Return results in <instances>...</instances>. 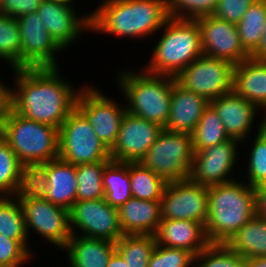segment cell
<instances>
[{"label":"cell","mask_w":266,"mask_h":267,"mask_svg":"<svg viewBox=\"0 0 266 267\" xmlns=\"http://www.w3.org/2000/svg\"><path fill=\"white\" fill-rule=\"evenodd\" d=\"M59 67L12 69V110L58 130L76 108L82 88L63 78ZM73 84V85H72Z\"/></svg>","instance_id":"obj_1"},{"label":"cell","mask_w":266,"mask_h":267,"mask_svg":"<svg viewBox=\"0 0 266 267\" xmlns=\"http://www.w3.org/2000/svg\"><path fill=\"white\" fill-rule=\"evenodd\" d=\"M97 4L91 10L90 34L152 40L169 19L167 0H100Z\"/></svg>","instance_id":"obj_2"},{"label":"cell","mask_w":266,"mask_h":267,"mask_svg":"<svg viewBox=\"0 0 266 267\" xmlns=\"http://www.w3.org/2000/svg\"><path fill=\"white\" fill-rule=\"evenodd\" d=\"M239 179L208 186L205 231L209 243L226 244L257 214L255 187Z\"/></svg>","instance_id":"obj_3"},{"label":"cell","mask_w":266,"mask_h":267,"mask_svg":"<svg viewBox=\"0 0 266 267\" xmlns=\"http://www.w3.org/2000/svg\"><path fill=\"white\" fill-rule=\"evenodd\" d=\"M136 69L122 68L115 75L126 111L164 128L171 107L172 77Z\"/></svg>","instance_id":"obj_4"},{"label":"cell","mask_w":266,"mask_h":267,"mask_svg":"<svg viewBox=\"0 0 266 267\" xmlns=\"http://www.w3.org/2000/svg\"><path fill=\"white\" fill-rule=\"evenodd\" d=\"M155 36L157 43L142 68L147 73L175 77L203 55L197 20L169 18Z\"/></svg>","instance_id":"obj_5"},{"label":"cell","mask_w":266,"mask_h":267,"mask_svg":"<svg viewBox=\"0 0 266 267\" xmlns=\"http://www.w3.org/2000/svg\"><path fill=\"white\" fill-rule=\"evenodd\" d=\"M1 136L22 165L46 163L58 158L59 130L49 124L28 120L13 110L1 126Z\"/></svg>","instance_id":"obj_6"},{"label":"cell","mask_w":266,"mask_h":267,"mask_svg":"<svg viewBox=\"0 0 266 267\" xmlns=\"http://www.w3.org/2000/svg\"><path fill=\"white\" fill-rule=\"evenodd\" d=\"M194 153L191 134L163 129L139 162L167 182L179 181L190 177Z\"/></svg>","instance_id":"obj_7"},{"label":"cell","mask_w":266,"mask_h":267,"mask_svg":"<svg viewBox=\"0 0 266 267\" xmlns=\"http://www.w3.org/2000/svg\"><path fill=\"white\" fill-rule=\"evenodd\" d=\"M58 157L75 166L111 161L110 150L77 108L68 115L59 128Z\"/></svg>","instance_id":"obj_8"},{"label":"cell","mask_w":266,"mask_h":267,"mask_svg":"<svg viewBox=\"0 0 266 267\" xmlns=\"http://www.w3.org/2000/svg\"><path fill=\"white\" fill-rule=\"evenodd\" d=\"M234 66L229 61L201 55L174 79L182 88L211 102L233 91Z\"/></svg>","instance_id":"obj_9"},{"label":"cell","mask_w":266,"mask_h":267,"mask_svg":"<svg viewBox=\"0 0 266 267\" xmlns=\"http://www.w3.org/2000/svg\"><path fill=\"white\" fill-rule=\"evenodd\" d=\"M90 84L85 82V86L82 85L76 108L86 117L95 134L110 150L117 139L126 105L123 101L122 105L118 103L94 83Z\"/></svg>","instance_id":"obj_10"},{"label":"cell","mask_w":266,"mask_h":267,"mask_svg":"<svg viewBox=\"0 0 266 267\" xmlns=\"http://www.w3.org/2000/svg\"><path fill=\"white\" fill-rule=\"evenodd\" d=\"M31 242L35 233L62 251L71 237L69 210L44 198L18 199ZM34 234V235H32Z\"/></svg>","instance_id":"obj_11"},{"label":"cell","mask_w":266,"mask_h":267,"mask_svg":"<svg viewBox=\"0 0 266 267\" xmlns=\"http://www.w3.org/2000/svg\"><path fill=\"white\" fill-rule=\"evenodd\" d=\"M70 229L74 235L117 242L124 234L119 222V212L105 201L77 200L69 210Z\"/></svg>","instance_id":"obj_12"},{"label":"cell","mask_w":266,"mask_h":267,"mask_svg":"<svg viewBox=\"0 0 266 267\" xmlns=\"http://www.w3.org/2000/svg\"><path fill=\"white\" fill-rule=\"evenodd\" d=\"M161 219L208 221V186L190 178L166 184L161 198Z\"/></svg>","instance_id":"obj_13"},{"label":"cell","mask_w":266,"mask_h":267,"mask_svg":"<svg viewBox=\"0 0 266 267\" xmlns=\"http://www.w3.org/2000/svg\"><path fill=\"white\" fill-rule=\"evenodd\" d=\"M60 0H43L38 14L53 40L65 51L91 32V13H77L78 8Z\"/></svg>","instance_id":"obj_14"},{"label":"cell","mask_w":266,"mask_h":267,"mask_svg":"<svg viewBox=\"0 0 266 267\" xmlns=\"http://www.w3.org/2000/svg\"><path fill=\"white\" fill-rule=\"evenodd\" d=\"M240 149L243 150L240 141L229 139L224 143L205 147L201 151H194L193 165L189 178L193 182L205 186L237 179L232 174L237 171L235 170L236 165L241 163L238 161L241 160L238 154Z\"/></svg>","instance_id":"obj_15"},{"label":"cell","mask_w":266,"mask_h":267,"mask_svg":"<svg viewBox=\"0 0 266 267\" xmlns=\"http://www.w3.org/2000/svg\"><path fill=\"white\" fill-rule=\"evenodd\" d=\"M17 23L21 40V68L60 67L57 56L64 50L46 30L38 12L20 16Z\"/></svg>","instance_id":"obj_16"},{"label":"cell","mask_w":266,"mask_h":267,"mask_svg":"<svg viewBox=\"0 0 266 267\" xmlns=\"http://www.w3.org/2000/svg\"><path fill=\"white\" fill-rule=\"evenodd\" d=\"M210 105L220 117L230 139H236L242 143L266 126V115H262V111L256 105L237 95L234 91L219 96L211 101ZM259 113L262 117H260V121L258 120L259 126H255ZM252 130L254 131L251 132Z\"/></svg>","instance_id":"obj_17"},{"label":"cell","mask_w":266,"mask_h":267,"mask_svg":"<svg viewBox=\"0 0 266 267\" xmlns=\"http://www.w3.org/2000/svg\"><path fill=\"white\" fill-rule=\"evenodd\" d=\"M164 128L125 112L117 139L110 149L111 160L139 162Z\"/></svg>","instance_id":"obj_18"},{"label":"cell","mask_w":266,"mask_h":267,"mask_svg":"<svg viewBox=\"0 0 266 267\" xmlns=\"http://www.w3.org/2000/svg\"><path fill=\"white\" fill-rule=\"evenodd\" d=\"M200 28L203 55L223 59L233 65L249 59L241 45L236 24L213 15L197 19Z\"/></svg>","instance_id":"obj_19"},{"label":"cell","mask_w":266,"mask_h":267,"mask_svg":"<svg viewBox=\"0 0 266 267\" xmlns=\"http://www.w3.org/2000/svg\"><path fill=\"white\" fill-rule=\"evenodd\" d=\"M209 105L210 101L182 88L172 77L171 107L164 129L192 134Z\"/></svg>","instance_id":"obj_20"},{"label":"cell","mask_w":266,"mask_h":267,"mask_svg":"<svg viewBox=\"0 0 266 267\" xmlns=\"http://www.w3.org/2000/svg\"><path fill=\"white\" fill-rule=\"evenodd\" d=\"M155 237L158 245L185 249L194 256L209 244L205 226L185 219H162Z\"/></svg>","instance_id":"obj_21"},{"label":"cell","mask_w":266,"mask_h":267,"mask_svg":"<svg viewBox=\"0 0 266 267\" xmlns=\"http://www.w3.org/2000/svg\"><path fill=\"white\" fill-rule=\"evenodd\" d=\"M119 222L124 235H155L161 222V201L131 197L120 208Z\"/></svg>","instance_id":"obj_22"},{"label":"cell","mask_w":266,"mask_h":267,"mask_svg":"<svg viewBox=\"0 0 266 267\" xmlns=\"http://www.w3.org/2000/svg\"><path fill=\"white\" fill-rule=\"evenodd\" d=\"M115 250L116 242L72 234L62 251L69 267H107Z\"/></svg>","instance_id":"obj_23"},{"label":"cell","mask_w":266,"mask_h":267,"mask_svg":"<svg viewBox=\"0 0 266 267\" xmlns=\"http://www.w3.org/2000/svg\"><path fill=\"white\" fill-rule=\"evenodd\" d=\"M233 91L266 115V61L249 58L236 64Z\"/></svg>","instance_id":"obj_24"},{"label":"cell","mask_w":266,"mask_h":267,"mask_svg":"<svg viewBox=\"0 0 266 267\" xmlns=\"http://www.w3.org/2000/svg\"><path fill=\"white\" fill-rule=\"evenodd\" d=\"M76 166L55 158L48 161V190L44 199L70 210L77 201Z\"/></svg>","instance_id":"obj_25"},{"label":"cell","mask_w":266,"mask_h":267,"mask_svg":"<svg viewBox=\"0 0 266 267\" xmlns=\"http://www.w3.org/2000/svg\"><path fill=\"white\" fill-rule=\"evenodd\" d=\"M237 254L249 259L266 256V218L256 214L226 243Z\"/></svg>","instance_id":"obj_26"},{"label":"cell","mask_w":266,"mask_h":267,"mask_svg":"<svg viewBox=\"0 0 266 267\" xmlns=\"http://www.w3.org/2000/svg\"><path fill=\"white\" fill-rule=\"evenodd\" d=\"M104 198L114 208H120L132 197L129 162L111 160L103 171Z\"/></svg>","instance_id":"obj_27"},{"label":"cell","mask_w":266,"mask_h":267,"mask_svg":"<svg viewBox=\"0 0 266 267\" xmlns=\"http://www.w3.org/2000/svg\"><path fill=\"white\" fill-rule=\"evenodd\" d=\"M252 137L253 138L246 139L242 142L243 147L246 144H250L248 148H246L249 150L246 151L249 154H247V158L245 156L244 159H248V161L246 160V162H243L246 164L242 166L244 168L240 171V174L244 173L245 175L242 177L240 174L236 176L245 180L250 186L256 187L266 183V126L258 133L252 135Z\"/></svg>","instance_id":"obj_28"},{"label":"cell","mask_w":266,"mask_h":267,"mask_svg":"<svg viewBox=\"0 0 266 267\" xmlns=\"http://www.w3.org/2000/svg\"><path fill=\"white\" fill-rule=\"evenodd\" d=\"M129 177L132 197L147 201H161L168 183L164 178L140 162H129Z\"/></svg>","instance_id":"obj_29"},{"label":"cell","mask_w":266,"mask_h":267,"mask_svg":"<svg viewBox=\"0 0 266 267\" xmlns=\"http://www.w3.org/2000/svg\"><path fill=\"white\" fill-rule=\"evenodd\" d=\"M266 21V0H256L237 24L242 47L250 55L258 46Z\"/></svg>","instance_id":"obj_30"},{"label":"cell","mask_w":266,"mask_h":267,"mask_svg":"<svg viewBox=\"0 0 266 267\" xmlns=\"http://www.w3.org/2000/svg\"><path fill=\"white\" fill-rule=\"evenodd\" d=\"M191 136L194 151H201L205 147L215 146L230 139L211 105L204 110Z\"/></svg>","instance_id":"obj_31"},{"label":"cell","mask_w":266,"mask_h":267,"mask_svg":"<svg viewBox=\"0 0 266 267\" xmlns=\"http://www.w3.org/2000/svg\"><path fill=\"white\" fill-rule=\"evenodd\" d=\"M156 244L155 235H123L116 242V250L128 267H148Z\"/></svg>","instance_id":"obj_32"},{"label":"cell","mask_w":266,"mask_h":267,"mask_svg":"<svg viewBox=\"0 0 266 267\" xmlns=\"http://www.w3.org/2000/svg\"><path fill=\"white\" fill-rule=\"evenodd\" d=\"M110 161L76 165L77 200L104 198L103 171Z\"/></svg>","instance_id":"obj_33"},{"label":"cell","mask_w":266,"mask_h":267,"mask_svg":"<svg viewBox=\"0 0 266 267\" xmlns=\"http://www.w3.org/2000/svg\"><path fill=\"white\" fill-rule=\"evenodd\" d=\"M0 61L10 70L21 68V40L17 18L0 13Z\"/></svg>","instance_id":"obj_34"},{"label":"cell","mask_w":266,"mask_h":267,"mask_svg":"<svg viewBox=\"0 0 266 267\" xmlns=\"http://www.w3.org/2000/svg\"><path fill=\"white\" fill-rule=\"evenodd\" d=\"M48 190V162L22 165L15 197L45 198Z\"/></svg>","instance_id":"obj_35"},{"label":"cell","mask_w":266,"mask_h":267,"mask_svg":"<svg viewBox=\"0 0 266 267\" xmlns=\"http://www.w3.org/2000/svg\"><path fill=\"white\" fill-rule=\"evenodd\" d=\"M0 233L14 240H29L18 198L0 196Z\"/></svg>","instance_id":"obj_36"},{"label":"cell","mask_w":266,"mask_h":267,"mask_svg":"<svg viewBox=\"0 0 266 267\" xmlns=\"http://www.w3.org/2000/svg\"><path fill=\"white\" fill-rule=\"evenodd\" d=\"M22 163L0 135V196H14L18 188Z\"/></svg>","instance_id":"obj_37"},{"label":"cell","mask_w":266,"mask_h":267,"mask_svg":"<svg viewBox=\"0 0 266 267\" xmlns=\"http://www.w3.org/2000/svg\"><path fill=\"white\" fill-rule=\"evenodd\" d=\"M247 259L226 244L209 243L194 259V267H246Z\"/></svg>","instance_id":"obj_38"},{"label":"cell","mask_w":266,"mask_h":267,"mask_svg":"<svg viewBox=\"0 0 266 267\" xmlns=\"http://www.w3.org/2000/svg\"><path fill=\"white\" fill-rule=\"evenodd\" d=\"M29 245V240H14L0 233V267H23L33 262L36 256Z\"/></svg>","instance_id":"obj_39"},{"label":"cell","mask_w":266,"mask_h":267,"mask_svg":"<svg viewBox=\"0 0 266 267\" xmlns=\"http://www.w3.org/2000/svg\"><path fill=\"white\" fill-rule=\"evenodd\" d=\"M219 0H167L169 18L197 20L213 15Z\"/></svg>","instance_id":"obj_40"},{"label":"cell","mask_w":266,"mask_h":267,"mask_svg":"<svg viewBox=\"0 0 266 267\" xmlns=\"http://www.w3.org/2000/svg\"><path fill=\"white\" fill-rule=\"evenodd\" d=\"M194 259L195 256L185 249L156 244L148 267H194Z\"/></svg>","instance_id":"obj_41"},{"label":"cell","mask_w":266,"mask_h":267,"mask_svg":"<svg viewBox=\"0 0 266 267\" xmlns=\"http://www.w3.org/2000/svg\"><path fill=\"white\" fill-rule=\"evenodd\" d=\"M255 1L256 0H219L213 16L237 25L249 6Z\"/></svg>","instance_id":"obj_42"},{"label":"cell","mask_w":266,"mask_h":267,"mask_svg":"<svg viewBox=\"0 0 266 267\" xmlns=\"http://www.w3.org/2000/svg\"><path fill=\"white\" fill-rule=\"evenodd\" d=\"M43 0H0V13L12 18L36 12Z\"/></svg>","instance_id":"obj_43"},{"label":"cell","mask_w":266,"mask_h":267,"mask_svg":"<svg viewBox=\"0 0 266 267\" xmlns=\"http://www.w3.org/2000/svg\"><path fill=\"white\" fill-rule=\"evenodd\" d=\"M1 79L0 77V127L12 110V87Z\"/></svg>","instance_id":"obj_44"},{"label":"cell","mask_w":266,"mask_h":267,"mask_svg":"<svg viewBox=\"0 0 266 267\" xmlns=\"http://www.w3.org/2000/svg\"><path fill=\"white\" fill-rule=\"evenodd\" d=\"M257 214L266 218V183L255 187Z\"/></svg>","instance_id":"obj_45"},{"label":"cell","mask_w":266,"mask_h":267,"mask_svg":"<svg viewBox=\"0 0 266 267\" xmlns=\"http://www.w3.org/2000/svg\"><path fill=\"white\" fill-rule=\"evenodd\" d=\"M253 60L266 61V21L262 29V35L257 48L250 54Z\"/></svg>","instance_id":"obj_46"},{"label":"cell","mask_w":266,"mask_h":267,"mask_svg":"<svg viewBox=\"0 0 266 267\" xmlns=\"http://www.w3.org/2000/svg\"><path fill=\"white\" fill-rule=\"evenodd\" d=\"M107 267H128V264L124 260V258L120 255V253L115 250L111 257L109 258V263Z\"/></svg>","instance_id":"obj_47"},{"label":"cell","mask_w":266,"mask_h":267,"mask_svg":"<svg viewBox=\"0 0 266 267\" xmlns=\"http://www.w3.org/2000/svg\"><path fill=\"white\" fill-rule=\"evenodd\" d=\"M246 267H266V256L247 259Z\"/></svg>","instance_id":"obj_48"},{"label":"cell","mask_w":266,"mask_h":267,"mask_svg":"<svg viewBox=\"0 0 266 267\" xmlns=\"http://www.w3.org/2000/svg\"><path fill=\"white\" fill-rule=\"evenodd\" d=\"M60 1H64V2H67V3H70V4L74 5V3H75L77 0H60Z\"/></svg>","instance_id":"obj_49"}]
</instances>
